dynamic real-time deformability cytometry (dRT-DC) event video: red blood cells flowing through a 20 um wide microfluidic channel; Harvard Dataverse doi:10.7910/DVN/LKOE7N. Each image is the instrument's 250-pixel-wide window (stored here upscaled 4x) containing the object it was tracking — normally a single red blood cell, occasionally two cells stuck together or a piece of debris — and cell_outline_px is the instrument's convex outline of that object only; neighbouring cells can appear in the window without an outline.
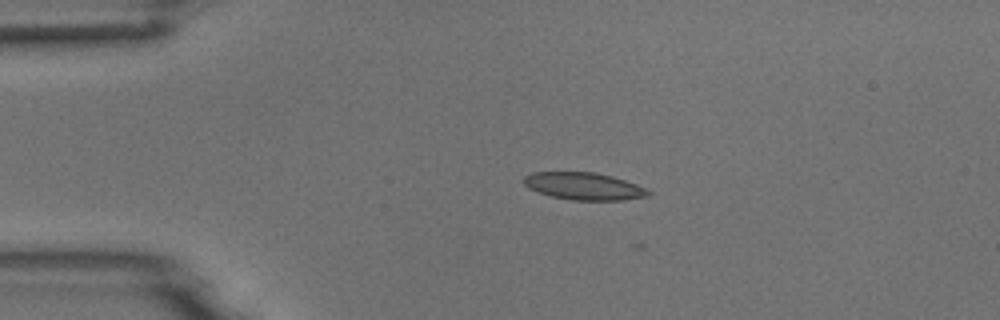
{"species": "common noctule bat (a hibernating species)", "species_latin": "Nyctalus noctula", "temperature_condition": "room temperature", "stored_images_in_passage": 7, "camera_frame_rate_fps": 3000, "um_per_image_px": 0.085, "animal": {"sex": "male", "body_mass_g": 18.8}, "frame": {"image": 1, "passage_image": 1, "time_ms": 0.0, "image_size_px": [1000, 320], "cell_outline_px": [[652, 192], [648, 196], [624, 200], [572, 200], [552, 196], [528, 188], [524, 184], [524, 176], [532, 172], [596, 172], [612, 176], [636, 184]], "centroid_in_image_um": [49.63, 15.82], "position_along_channel_um": 35.4, "area_um2": 19.71}}